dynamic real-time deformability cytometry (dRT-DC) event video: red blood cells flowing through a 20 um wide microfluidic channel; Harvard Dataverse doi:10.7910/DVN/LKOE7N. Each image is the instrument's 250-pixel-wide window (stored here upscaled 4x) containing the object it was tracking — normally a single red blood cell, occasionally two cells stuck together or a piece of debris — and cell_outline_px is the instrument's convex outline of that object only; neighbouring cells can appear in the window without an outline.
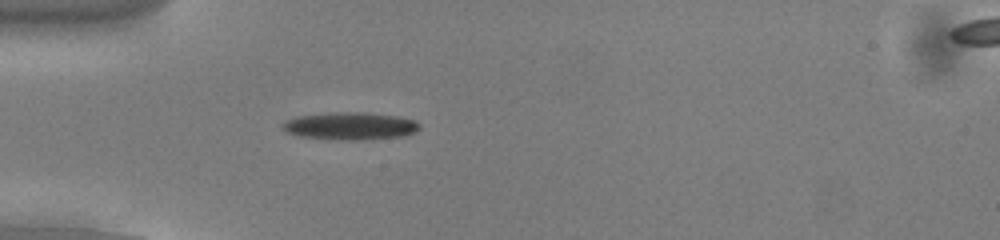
{"species": "common noctule bat (a hibernating species)", "species_latin": "Nyctalus noctula", "temperature_condition": "cold", "stored_images_in_passage": 42, "camera_frame_rate_fps": 3000, "um_per_image_px": 0.085, "animal": {"sex": "male", "body_mass_g": 13.0, "forearm_length_mm": 53.1}, "frame": {"image": 1, "passage_image": 5, "time_ms": 1.333, "image_size_px": [1000, 240], "cell_outline_px": [[420, 128], [416, 132], [404, 136], [360, 140], [340, 140], [300, 136], [284, 132], [280, 128], [280, 124], [284, 120], [296, 116], [332, 112], [364, 112], [396, 116], [412, 120], [420, 124]], "centroid_in_image_um": [29.7, 10.71], "position_along_channel_um": 55.3, "area_um2": 22.25}}
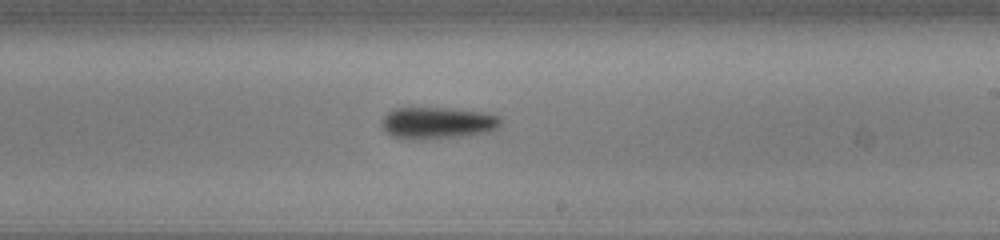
{"frame": {"image": 2, "passage_image": 21, "time_ms": 6.667, "image_size_px": [1000, 240], "cell_outline_px": [[500, 124], [496, 128], [488, 132], [464, 136], [424, 140], [400, 140], [392, 136], [380, 124], [380, 120], [392, 108], [448, 108], [484, 112], [500, 116]], "centroid_in_image_um": [37.14, 10.47], "position_along_channel_um": 251.9, "area_um2": 22.43}}
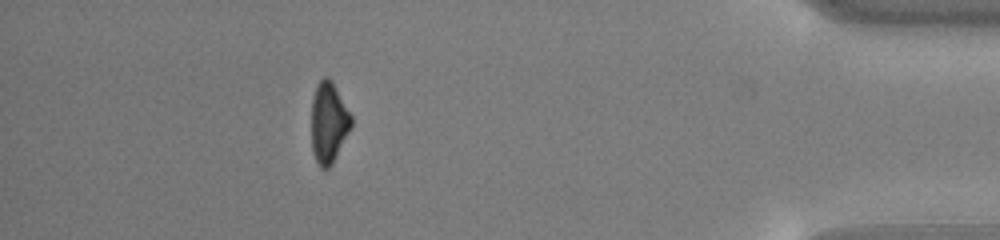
{"frame": {"image": 3, "passage_image": 37, "time_ms": 12.0, "image_size_px": [1000, 240], "cell_outline_px": [[352, 124], [332, 164], [328, 168], [320, 168], [312, 152], [312, 100], [316, 84], [324, 76], [328, 76], [332, 80], [352, 116]], "centroid_in_image_um": [27.92, 10.39], "position_along_channel_um": 407.3, "area_um2": 18.67}, "authors_computed_cell_mechanics": {"area_um2": 20.9236, "velocity_mm_per_s": 3.8449, "shape_relaxation_time_tau1_ms": 2.1037, "shape_relaxation_time_tau2_ms": null, "deformation_change_tau1": 0.1158, "deformation_change_tau2": null}}